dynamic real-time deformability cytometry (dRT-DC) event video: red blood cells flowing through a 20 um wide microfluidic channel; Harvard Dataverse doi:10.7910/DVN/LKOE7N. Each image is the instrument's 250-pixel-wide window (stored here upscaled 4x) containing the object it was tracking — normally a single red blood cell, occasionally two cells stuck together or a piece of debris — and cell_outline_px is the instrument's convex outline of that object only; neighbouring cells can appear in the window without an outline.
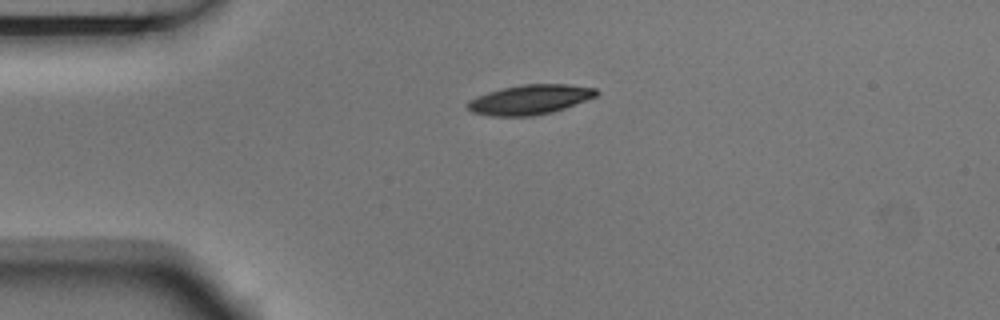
{"species": "Egyptian fruit bat (a non-hibernating species)", "species_latin": "Rousettus aegyptiacus", "temperature_condition": "room temperature", "stored_images_in_passage": 2, "camera_frame_rate_fps": 3000, "um_per_image_px": 0.085, "animal": {"sex": "male"}, "frame": {"image": 1, "passage_image": 1, "time_ms": 0.0, "image_size_px": [1000, 320], "cell_outline_px": [[600, 92], [596, 96], [564, 108], [552, 112], [532, 116], [492, 116], [472, 112], [468, 108], [468, 100], [476, 96], [488, 92], [504, 88], [524, 84], [568, 84], [596, 88]], "centroid_in_image_um": [45.05, 8.46], "position_along_channel_um": 40.0, "area_um2": 22.14}}